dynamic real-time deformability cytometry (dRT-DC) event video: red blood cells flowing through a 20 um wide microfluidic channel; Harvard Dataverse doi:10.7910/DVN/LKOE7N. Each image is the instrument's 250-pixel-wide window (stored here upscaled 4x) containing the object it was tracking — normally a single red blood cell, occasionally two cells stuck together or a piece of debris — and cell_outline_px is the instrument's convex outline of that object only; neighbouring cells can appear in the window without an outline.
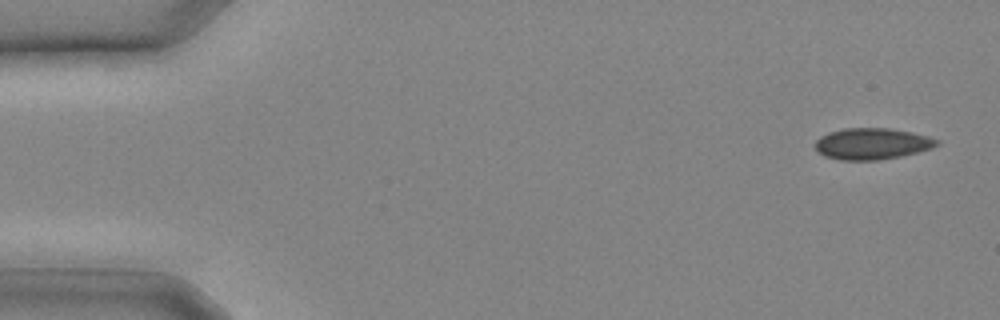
{"species": "common noctule bat (a hibernating species)", "species_latin": "Nyctalus noctula", "temperature_condition": "cold", "stored_images_in_passage": 25, "camera_frame_rate_fps": 3000, "um_per_image_px": 0.085, "animal": {"sex": "male", "body_mass_g": 20.4}, "frame": {"image": 1, "passage_image": 1, "time_ms": 0.0, "image_size_px": [1000, 320], "cell_outline_px": [[940, 144], [932, 148], [900, 156], [880, 160], [840, 160], [824, 156], [816, 148], [816, 140], [820, 136], [828, 132], [844, 128], [888, 128], [912, 132], [928, 136], [940, 140]], "centroid_in_image_um": [74.14, 12.21], "position_along_channel_um": 10.9, "area_um2": 22.25}}
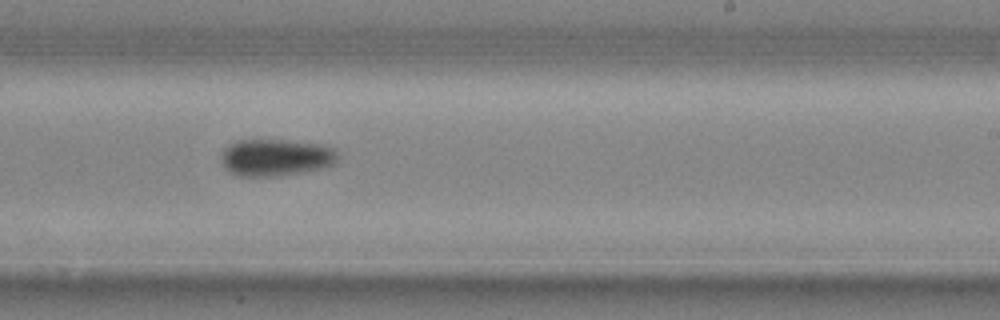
{"frame": {"image": 2, "passage_image": 16, "time_ms": 5.0, "image_size_px": [1000, 320], "cell_outline_px": [[336, 160], [332, 164], [320, 168], [304, 172], [280, 176], [240, 176], [224, 168], [220, 160], [220, 156], [224, 148], [228, 144], [240, 140], [280, 140], [320, 144], [332, 148], [336, 152]], "centroid_in_image_um": [23.38, 13.39], "position_along_channel_um": 265.6, "area_um2": 24.97}}
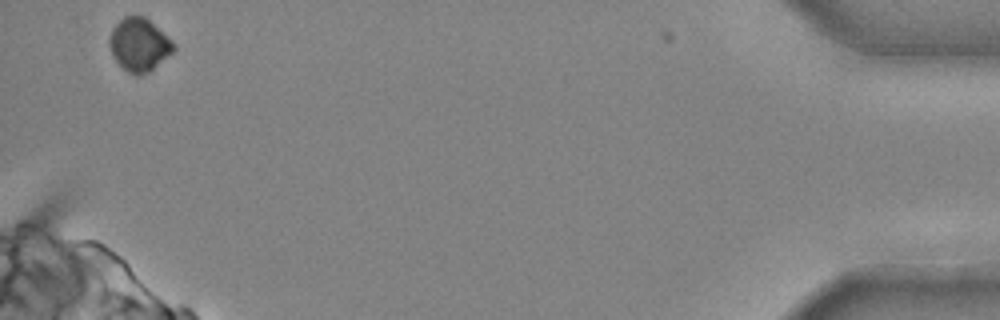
{"frame": {"image": 3, "passage_image": 25, "time_ms": 8.0, "image_size_px": [1000, 320], "cell_outline_px": [[176, 48], [172, 52], [148, 72], [140, 76], [136, 76], [128, 72], [116, 60], [108, 44], [108, 40], [112, 28], [124, 16], [144, 16], [172, 40], [176, 44]], "centroid_in_image_um": [11.82, 3.79], "position_along_channel_um": 423.4, "area_um2": 19.59}}